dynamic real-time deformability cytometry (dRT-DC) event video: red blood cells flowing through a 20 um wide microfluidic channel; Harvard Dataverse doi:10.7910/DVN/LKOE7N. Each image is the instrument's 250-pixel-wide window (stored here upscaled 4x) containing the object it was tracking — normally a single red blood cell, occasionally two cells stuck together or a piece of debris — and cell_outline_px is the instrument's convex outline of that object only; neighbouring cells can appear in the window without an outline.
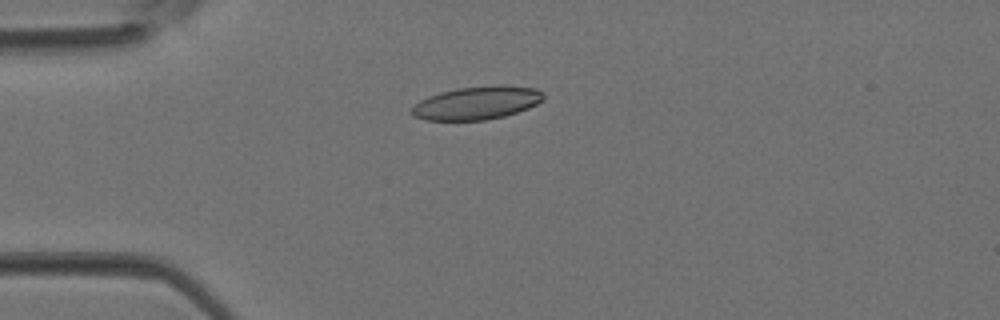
{"species": "Egyptian fruit bat (a non-hibernating species)", "species_latin": "Rousettus aegyptiacus", "temperature_condition": "room temperature", "stored_images_in_passage": 4, "camera_frame_rate_fps": 3000, "um_per_image_px": 0.085, "animal": {"sex": "female"}, "frame": {"image": 1, "passage_image": 3, "time_ms": 0.667, "image_size_px": [1000, 320], "cell_outline_px": [[544, 100], [528, 108], [504, 116], [484, 120], [428, 120], [412, 116], [408, 112], [408, 108], [420, 100], [428, 96], [440, 92], [456, 88], [496, 84], [500, 84], [536, 88], [544, 92]], "centroid_in_image_um": [40.5, 8.73], "position_along_channel_um": 44.5, "area_um2": 25.89}}
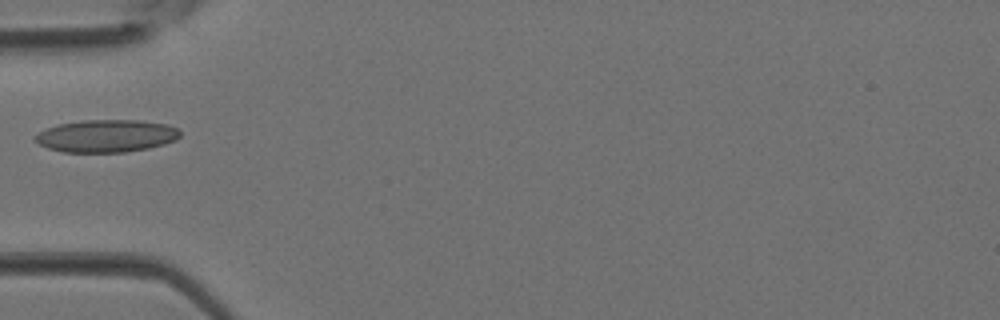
{"frame": {"image": 2, "passage_image": 4, "time_ms": 1.0, "image_size_px": [1000, 320], "cell_outline_px": [[180, 136], [176, 140], [164, 144], [148, 148], [124, 152], [64, 152], [48, 148], [32, 140], [32, 136], [48, 128], [60, 124], [84, 120], [140, 120], [168, 124], [180, 128]], "centroid_in_image_um": [9.07, 11.55], "position_along_channel_um": 75.9, "area_um2": 27.57}}